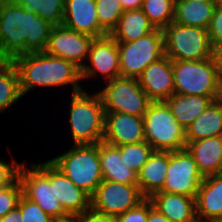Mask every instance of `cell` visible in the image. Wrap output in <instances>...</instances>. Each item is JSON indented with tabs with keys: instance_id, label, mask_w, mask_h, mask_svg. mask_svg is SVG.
I'll return each instance as SVG.
<instances>
[{
	"instance_id": "cell-14",
	"label": "cell",
	"mask_w": 222,
	"mask_h": 222,
	"mask_svg": "<svg viewBox=\"0 0 222 222\" xmlns=\"http://www.w3.org/2000/svg\"><path fill=\"white\" fill-rule=\"evenodd\" d=\"M94 37L79 33L66 26H53L45 53L74 63L80 69L86 64Z\"/></svg>"
},
{
	"instance_id": "cell-44",
	"label": "cell",
	"mask_w": 222,
	"mask_h": 222,
	"mask_svg": "<svg viewBox=\"0 0 222 222\" xmlns=\"http://www.w3.org/2000/svg\"><path fill=\"white\" fill-rule=\"evenodd\" d=\"M214 2L216 3L217 6L222 7V0H214Z\"/></svg>"
},
{
	"instance_id": "cell-11",
	"label": "cell",
	"mask_w": 222,
	"mask_h": 222,
	"mask_svg": "<svg viewBox=\"0 0 222 222\" xmlns=\"http://www.w3.org/2000/svg\"><path fill=\"white\" fill-rule=\"evenodd\" d=\"M204 177L186 150L168 151V169L163 188L158 192L181 194L196 199Z\"/></svg>"
},
{
	"instance_id": "cell-21",
	"label": "cell",
	"mask_w": 222,
	"mask_h": 222,
	"mask_svg": "<svg viewBox=\"0 0 222 222\" xmlns=\"http://www.w3.org/2000/svg\"><path fill=\"white\" fill-rule=\"evenodd\" d=\"M153 206L170 222H198L196 199L181 194L155 192L150 197Z\"/></svg>"
},
{
	"instance_id": "cell-1",
	"label": "cell",
	"mask_w": 222,
	"mask_h": 222,
	"mask_svg": "<svg viewBox=\"0 0 222 222\" xmlns=\"http://www.w3.org/2000/svg\"><path fill=\"white\" fill-rule=\"evenodd\" d=\"M52 27L36 13L0 0V58L12 61L23 54L44 52Z\"/></svg>"
},
{
	"instance_id": "cell-32",
	"label": "cell",
	"mask_w": 222,
	"mask_h": 222,
	"mask_svg": "<svg viewBox=\"0 0 222 222\" xmlns=\"http://www.w3.org/2000/svg\"><path fill=\"white\" fill-rule=\"evenodd\" d=\"M100 26L110 34L124 12L120 0H95Z\"/></svg>"
},
{
	"instance_id": "cell-34",
	"label": "cell",
	"mask_w": 222,
	"mask_h": 222,
	"mask_svg": "<svg viewBox=\"0 0 222 222\" xmlns=\"http://www.w3.org/2000/svg\"><path fill=\"white\" fill-rule=\"evenodd\" d=\"M22 187L18 178L11 184L0 188V218L18 205Z\"/></svg>"
},
{
	"instance_id": "cell-23",
	"label": "cell",
	"mask_w": 222,
	"mask_h": 222,
	"mask_svg": "<svg viewBox=\"0 0 222 222\" xmlns=\"http://www.w3.org/2000/svg\"><path fill=\"white\" fill-rule=\"evenodd\" d=\"M99 159L103 180L122 184H137V173L123 164L117 146L99 142Z\"/></svg>"
},
{
	"instance_id": "cell-45",
	"label": "cell",
	"mask_w": 222,
	"mask_h": 222,
	"mask_svg": "<svg viewBox=\"0 0 222 222\" xmlns=\"http://www.w3.org/2000/svg\"><path fill=\"white\" fill-rule=\"evenodd\" d=\"M186 1H197V2H198V1L200 2V1H201V2H203V1H214V0H186Z\"/></svg>"
},
{
	"instance_id": "cell-25",
	"label": "cell",
	"mask_w": 222,
	"mask_h": 222,
	"mask_svg": "<svg viewBox=\"0 0 222 222\" xmlns=\"http://www.w3.org/2000/svg\"><path fill=\"white\" fill-rule=\"evenodd\" d=\"M211 97L173 94L165 103L177 122L184 128L194 122L213 102Z\"/></svg>"
},
{
	"instance_id": "cell-40",
	"label": "cell",
	"mask_w": 222,
	"mask_h": 222,
	"mask_svg": "<svg viewBox=\"0 0 222 222\" xmlns=\"http://www.w3.org/2000/svg\"><path fill=\"white\" fill-rule=\"evenodd\" d=\"M122 9L125 10H138L142 8L143 0H120Z\"/></svg>"
},
{
	"instance_id": "cell-8",
	"label": "cell",
	"mask_w": 222,
	"mask_h": 222,
	"mask_svg": "<svg viewBox=\"0 0 222 222\" xmlns=\"http://www.w3.org/2000/svg\"><path fill=\"white\" fill-rule=\"evenodd\" d=\"M18 180L22 187V195L37 203L47 214L53 218L68 215L53 193V185H50V160L31 162L29 166L22 162Z\"/></svg>"
},
{
	"instance_id": "cell-28",
	"label": "cell",
	"mask_w": 222,
	"mask_h": 222,
	"mask_svg": "<svg viewBox=\"0 0 222 222\" xmlns=\"http://www.w3.org/2000/svg\"><path fill=\"white\" fill-rule=\"evenodd\" d=\"M24 98L20 89L19 76L11 61L0 62V113Z\"/></svg>"
},
{
	"instance_id": "cell-10",
	"label": "cell",
	"mask_w": 222,
	"mask_h": 222,
	"mask_svg": "<svg viewBox=\"0 0 222 222\" xmlns=\"http://www.w3.org/2000/svg\"><path fill=\"white\" fill-rule=\"evenodd\" d=\"M120 77L138 78L150 64L164 57L162 29L131 42H118Z\"/></svg>"
},
{
	"instance_id": "cell-37",
	"label": "cell",
	"mask_w": 222,
	"mask_h": 222,
	"mask_svg": "<svg viewBox=\"0 0 222 222\" xmlns=\"http://www.w3.org/2000/svg\"><path fill=\"white\" fill-rule=\"evenodd\" d=\"M12 158L10 163L0 158V188L13 183L18 178L21 163Z\"/></svg>"
},
{
	"instance_id": "cell-19",
	"label": "cell",
	"mask_w": 222,
	"mask_h": 222,
	"mask_svg": "<svg viewBox=\"0 0 222 222\" xmlns=\"http://www.w3.org/2000/svg\"><path fill=\"white\" fill-rule=\"evenodd\" d=\"M198 222L219 221L222 218V173L204 177L196 196Z\"/></svg>"
},
{
	"instance_id": "cell-26",
	"label": "cell",
	"mask_w": 222,
	"mask_h": 222,
	"mask_svg": "<svg viewBox=\"0 0 222 222\" xmlns=\"http://www.w3.org/2000/svg\"><path fill=\"white\" fill-rule=\"evenodd\" d=\"M155 30L156 28L141 9L125 10L109 35L117 42H131Z\"/></svg>"
},
{
	"instance_id": "cell-33",
	"label": "cell",
	"mask_w": 222,
	"mask_h": 222,
	"mask_svg": "<svg viewBox=\"0 0 222 222\" xmlns=\"http://www.w3.org/2000/svg\"><path fill=\"white\" fill-rule=\"evenodd\" d=\"M20 208V222H52L53 217L47 214L37 203L23 195L18 201Z\"/></svg>"
},
{
	"instance_id": "cell-31",
	"label": "cell",
	"mask_w": 222,
	"mask_h": 222,
	"mask_svg": "<svg viewBox=\"0 0 222 222\" xmlns=\"http://www.w3.org/2000/svg\"><path fill=\"white\" fill-rule=\"evenodd\" d=\"M117 147L120 151L123 164L134 170L137 174L154 151L147 141L119 145Z\"/></svg>"
},
{
	"instance_id": "cell-18",
	"label": "cell",
	"mask_w": 222,
	"mask_h": 222,
	"mask_svg": "<svg viewBox=\"0 0 222 222\" xmlns=\"http://www.w3.org/2000/svg\"><path fill=\"white\" fill-rule=\"evenodd\" d=\"M63 25L94 38L109 35L99 24L95 0H66Z\"/></svg>"
},
{
	"instance_id": "cell-12",
	"label": "cell",
	"mask_w": 222,
	"mask_h": 222,
	"mask_svg": "<svg viewBox=\"0 0 222 222\" xmlns=\"http://www.w3.org/2000/svg\"><path fill=\"white\" fill-rule=\"evenodd\" d=\"M90 197L92 209L115 216L132 209L145 198L138 184H122L110 180H103Z\"/></svg>"
},
{
	"instance_id": "cell-17",
	"label": "cell",
	"mask_w": 222,
	"mask_h": 222,
	"mask_svg": "<svg viewBox=\"0 0 222 222\" xmlns=\"http://www.w3.org/2000/svg\"><path fill=\"white\" fill-rule=\"evenodd\" d=\"M50 185L63 210L77 216L91 208V197L50 161Z\"/></svg>"
},
{
	"instance_id": "cell-42",
	"label": "cell",
	"mask_w": 222,
	"mask_h": 222,
	"mask_svg": "<svg viewBox=\"0 0 222 222\" xmlns=\"http://www.w3.org/2000/svg\"><path fill=\"white\" fill-rule=\"evenodd\" d=\"M52 222H77V216L67 215L63 218H54Z\"/></svg>"
},
{
	"instance_id": "cell-20",
	"label": "cell",
	"mask_w": 222,
	"mask_h": 222,
	"mask_svg": "<svg viewBox=\"0 0 222 222\" xmlns=\"http://www.w3.org/2000/svg\"><path fill=\"white\" fill-rule=\"evenodd\" d=\"M185 149L203 177L222 173V136L187 142Z\"/></svg>"
},
{
	"instance_id": "cell-39",
	"label": "cell",
	"mask_w": 222,
	"mask_h": 222,
	"mask_svg": "<svg viewBox=\"0 0 222 222\" xmlns=\"http://www.w3.org/2000/svg\"><path fill=\"white\" fill-rule=\"evenodd\" d=\"M147 222H170L157 208L153 206L150 198H148V220Z\"/></svg>"
},
{
	"instance_id": "cell-13",
	"label": "cell",
	"mask_w": 222,
	"mask_h": 222,
	"mask_svg": "<svg viewBox=\"0 0 222 222\" xmlns=\"http://www.w3.org/2000/svg\"><path fill=\"white\" fill-rule=\"evenodd\" d=\"M99 77L104 83L120 77L118 42L110 35L94 39L86 64L81 68L83 82Z\"/></svg>"
},
{
	"instance_id": "cell-6",
	"label": "cell",
	"mask_w": 222,
	"mask_h": 222,
	"mask_svg": "<svg viewBox=\"0 0 222 222\" xmlns=\"http://www.w3.org/2000/svg\"><path fill=\"white\" fill-rule=\"evenodd\" d=\"M145 141L154 151L185 149L186 129L174 118L165 102H152L143 116Z\"/></svg>"
},
{
	"instance_id": "cell-29",
	"label": "cell",
	"mask_w": 222,
	"mask_h": 222,
	"mask_svg": "<svg viewBox=\"0 0 222 222\" xmlns=\"http://www.w3.org/2000/svg\"><path fill=\"white\" fill-rule=\"evenodd\" d=\"M22 7L27 13L34 12L51 25H62L66 0H7Z\"/></svg>"
},
{
	"instance_id": "cell-22",
	"label": "cell",
	"mask_w": 222,
	"mask_h": 222,
	"mask_svg": "<svg viewBox=\"0 0 222 222\" xmlns=\"http://www.w3.org/2000/svg\"><path fill=\"white\" fill-rule=\"evenodd\" d=\"M167 169L168 151H153L137 174V184L145 198H150L163 188Z\"/></svg>"
},
{
	"instance_id": "cell-5",
	"label": "cell",
	"mask_w": 222,
	"mask_h": 222,
	"mask_svg": "<svg viewBox=\"0 0 222 222\" xmlns=\"http://www.w3.org/2000/svg\"><path fill=\"white\" fill-rule=\"evenodd\" d=\"M50 161L77 187L90 196L103 181L99 159V143L71 145Z\"/></svg>"
},
{
	"instance_id": "cell-41",
	"label": "cell",
	"mask_w": 222,
	"mask_h": 222,
	"mask_svg": "<svg viewBox=\"0 0 222 222\" xmlns=\"http://www.w3.org/2000/svg\"><path fill=\"white\" fill-rule=\"evenodd\" d=\"M0 222H20V208L17 205L9 213H7L3 218H0Z\"/></svg>"
},
{
	"instance_id": "cell-3",
	"label": "cell",
	"mask_w": 222,
	"mask_h": 222,
	"mask_svg": "<svg viewBox=\"0 0 222 222\" xmlns=\"http://www.w3.org/2000/svg\"><path fill=\"white\" fill-rule=\"evenodd\" d=\"M174 93L222 98V67L215 58L172 61Z\"/></svg>"
},
{
	"instance_id": "cell-43",
	"label": "cell",
	"mask_w": 222,
	"mask_h": 222,
	"mask_svg": "<svg viewBox=\"0 0 222 222\" xmlns=\"http://www.w3.org/2000/svg\"><path fill=\"white\" fill-rule=\"evenodd\" d=\"M214 55L222 67V44L214 51Z\"/></svg>"
},
{
	"instance_id": "cell-30",
	"label": "cell",
	"mask_w": 222,
	"mask_h": 222,
	"mask_svg": "<svg viewBox=\"0 0 222 222\" xmlns=\"http://www.w3.org/2000/svg\"><path fill=\"white\" fill-rule=\"evenodd\" d=\"M175 0H143L141 10L156 29H164L174 18Z\"/></svg>"
},
{
	"instance_id": "cell-2",
	"label": "cell",
	"mask_w": 222,
	"mask_h": 222,
	"mask_svg": "<svg viewBox=\"0 0 222 222\" xmlns=\"http://www.w3.org/2000/svg\"><path fill=\"white\" fill-rule=\"evenodd\" d=\"M11 62L17 69L23 96L35 88L66 89L68 85L72 94L84 89L81 69L63 58L45 52H32L17 56Z\"/></svg>"
},
{
	"instance_id": "cell-36",
	"label": "cell",
	"mask_w": 222,
	"mask_h": 222,
	"mask_svg": "<svg viewBox=\"0 0 222 222\" xmlns=\"http://www.w3.org/2000/svg\"><path fill=\"white\" fill-rule=\"evenodd\" d=\"M148 220V198H144L132 209L117 216L118 222H147Z\"/></svg>"
},
{
	"instance_id": "cell-24",
	"label": "cell",
	"mask_w": 222,
	"mask_h": 222,
	"mask_svg": "<svg viewBox=\"0 0 222 222\" xmlns=\"http://www.w3.org/2000/svg\"><path fill=\"white\" fill-rule=\"evenodd\" d=\"M216 6L214 1L175 0L173 22L208 29Z\"/></svg>"
},
{
	"instance_id": "cell-16",
	"label": "cell",
	"mask_w": 222,
	"mask_h": 222,
	"mask_svg": "<svg viewBox=\"0 0 222 222\" xmlns=\"http://www.w3.org/2000/svg\"><path fill=\"white\" fill-rule=\"evenodd\" d=\"M137 80L152 102H165L174 94L172 60L164 56L148 65Z\"/></svg>"
},
{
	"instance_id": "cell-15",
	"label": "cell",
	"mask_w": 222,
	"mask_h": 222,
	"mask_svg": "<svg viewBox=\"0 0 222 222\" xmlns=\"http://www.w3.org/2000/svg\"><path fill=\"white\" fill-rule=\"evenodd\" d=\"M102 141L114 146L145 141L143 117L122 112H105Z\"/></svg>"
},
{
	"instance_id": "cell-7",
	"label": "cell",
	"mask_w": 222,
	"mask_h": 222,
	"mask_svg": "<svg viewBox=\"0 0 222 222\" xmlns=\"http://www.w3.org/2000/svg\"><path fill=\"white\" fill-rule=\"evenodd\" d=\"M164 56L172 61H196L214 56L208 30L170 23L163 29Z\"/></svg>"
},
{
	"instance_id": "cell-4",
	"label": "cell",
	"mask_w": 222,
	"mask_h": 222,
	"mask_svg": "<svg viewBox=\"0 0 222 222\" xmlns=\"http://www.w3.org/2000/svg\"><path fill=\"white\" fill-rule=\"evenodd\" d=\"M82 90L71 94L68 103L72 145L98 144L103 140L105 111L98 92Z\"/></svg>"
},
{
	"instance_id": "cell-27",
	"label": "cell",
	"mask_w": 222,
	"mask_h": 222,
	"mask_svg": "<svg viewBox=\"0 0 222 222\" xmlns=\"http://www.w3.org/2000/svg\"><path fill=\"white\" fill-rule=\"evenodd\" d=\"M222 136V98L208 108L186 129V142Z\"/></svg>"
},
{
	"instance_id": "cell-35",
	"label": "cell",
	"mask_w": 222,
	"mask_h": 222,
	"mask_svg": "<svg viewBox=\"0 0 222 222\" xmlns=\"http://www.w3.org/2000/svg\"><path fill=\"white\" fill-rule=\"evenodd\" d=\"M209 39L215 51L222 44V7L216 6L208 27Z\"/></svg>"
},
{
	"instance_id": "cell-38",
	"label": "cell",
	"mask_w": 222,
	"mask_h": 222,
	"mask_svg": "<svg viewBox=\"0 0 222 222\" xmlns=\"http://www.w3.org/2000/svg\"><path fill=\"white\" fill-rule=\"evenodd\" d=\"M77 222H118L117 216L100 213L90 208L77 215Z\"/></svg>"
},
{
	"instance_id": "cell-9",
	"label": "cell",
	"mask_w": 222,
	"mask_h": 222,
	"mask_svg": "<svg viewBox=\"0 0 222 222\" xmlns=\"http://www.w3.org/2000/svg\"><path fill=\"white\" fill-rule=\"evenodd\" d=\"M98 89L105 112H122L143 117L152 101L137 78L118 77Z\"/></svg>"
}]
</instances>
